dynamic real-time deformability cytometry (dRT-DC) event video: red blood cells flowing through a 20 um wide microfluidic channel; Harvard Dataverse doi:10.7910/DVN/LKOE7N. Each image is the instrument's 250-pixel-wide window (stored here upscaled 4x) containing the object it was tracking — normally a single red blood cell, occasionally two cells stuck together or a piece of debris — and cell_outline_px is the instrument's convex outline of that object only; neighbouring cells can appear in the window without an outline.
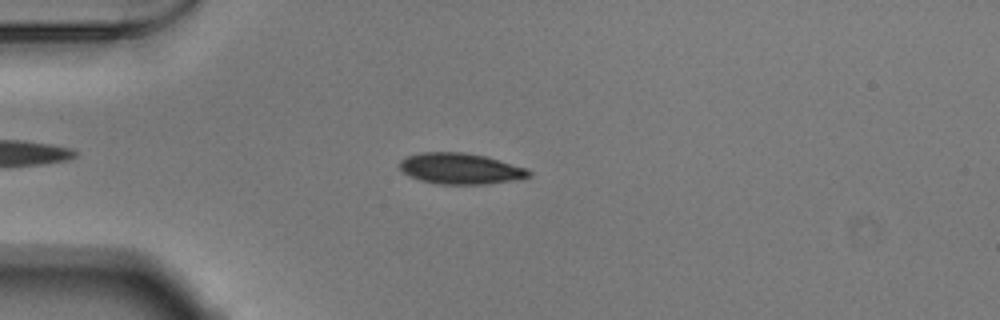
{"species": "Egyptian fruit bat (a non-hibernating species)", "species_latin": "Rousettus aegyptiacus", "temperature_condition": "warm", "stored_images_in_passage": 43, "camera_frame_rate_fps": 3000, "um_per_image_px": 0.085, "animal": {"sex": "male"}, "frame": {"image": 1, "passage_image": 8, "time_ms": 2.333, "image_size_px": [1000, 320], "cell_outline_px": [[532, 176], [512, 180], [484, 184], [440, 184], [420, 180], [404, 172], [400, 168], [400, 160], [408, 156], [420, 152], [464, 152], [484, 156], [528, 168], [532, 172]], "centroid_in_image_um": [39.16, 14.32], "position_along_channel_um": 45.8, "area_um2": 23.12}}
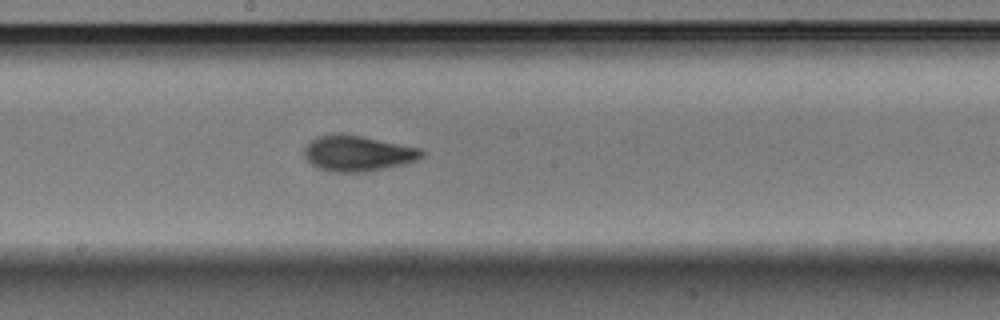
{"frame": {"image": 2, "passage_image": 23, "time_ms": 7.333, "image_size_px": [1000, 320], "cell_outline_px": [[424, 156], [416, 160], [404, 164], [364, 172], [336, 172], [320, 168], [312, 164], [308, 160], [304, 152], [304, 148], [316, 136], [360, 136], [420, 148], [424, 152]], "centroid_in_image_um": [30.45, 13.06], "position_along_channel_um": 217.8, "area_um2": 23.52}}
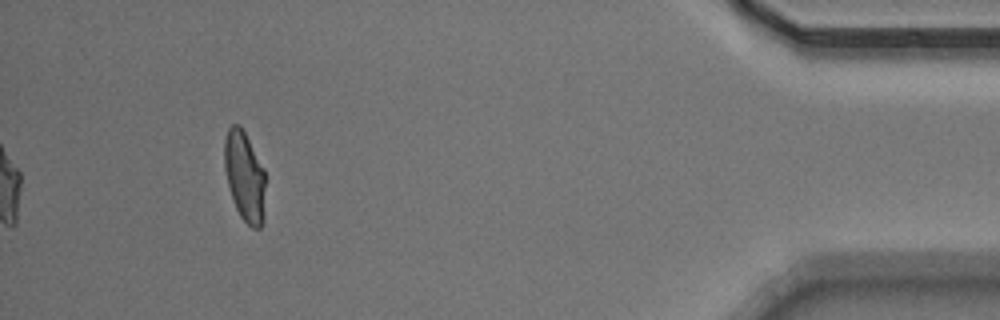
{"frame": {"image": 3, "passage_image": 43, "time_ms": 14.0, "image_size_px": [1000, 320], "cell_outline_px": [[264, 220], [260, 228], [252, 228], [240, 216], [236, 208], [228, 184], [224, 168], [224, 140], [228, 128], [232, 124], [240, 124], [264, 168]], "centroid_in_image_um": [20.79, 14.98], "position_along_channel_um": 414.4, "area_um2": 21.44}, "authors_computed_cell_mechanics": {"area_um2": 22.5998, "velocity_mm_per_s": 3.8396, "shape_relaxation_time_tau1_ms": 4.056, "shape_relaxation_time_tau2_ms": 0.9607, "deformation_change_tau1": 0.1714, "deformation_change_tau2": 0.0545}}